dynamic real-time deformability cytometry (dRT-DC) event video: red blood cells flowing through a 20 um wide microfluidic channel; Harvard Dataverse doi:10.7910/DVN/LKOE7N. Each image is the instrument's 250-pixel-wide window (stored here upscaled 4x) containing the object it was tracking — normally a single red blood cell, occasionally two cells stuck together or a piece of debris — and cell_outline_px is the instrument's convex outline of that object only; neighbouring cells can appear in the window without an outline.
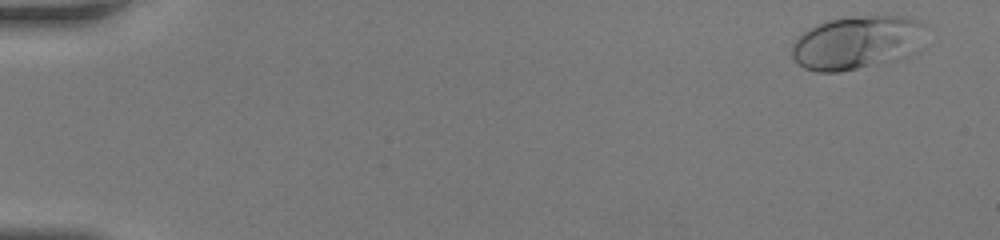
{"species": "human", "species_latin": "Homo sapiens", "temperature_condition": "room temperature", "stored_images_in_passage": 46, "camera_frame_rate_fps": 3000, "um_per_image_px": 0.085, "donor": {"sex": "female"}, "frame": {"image": 1, "passage_image": 2, "time_ms": 0.333, "image_size_px": [1000, 240], "cell_outline_px": [[928, 24], [924, 48], [920, 52], [904, 60], [840, 72], [816, 72], [804, 68], [792, 60], [792, 44], [808, 28], [816, 24], [828, 20], [848, 16], [904, 16]], "centroid_in_image_um": [72.98, 3.64], "position_along_channel_um": 12.0, "area_um2": 43.47}}
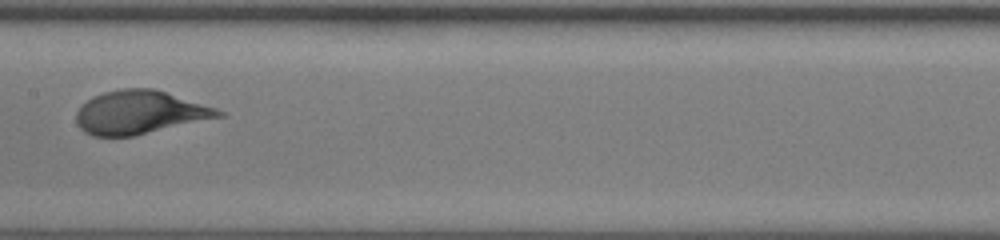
{"frame": {"image": 2, "passage_image": 25, "time_ms": 8.0, "image_size_px": [1000, 240], "cell_outline_px": [[224, 116], [132, 136], [92, 136], [84, 132], [76, 124], [76, 112], [92, 96], [104, 92], [120, 88], [152, 88], [216, 108], [224, 112]], "centroid_in_image_um": [11.84, 9.55], "position_along_channel_um": 195.6, "area_um2": 35.6}}
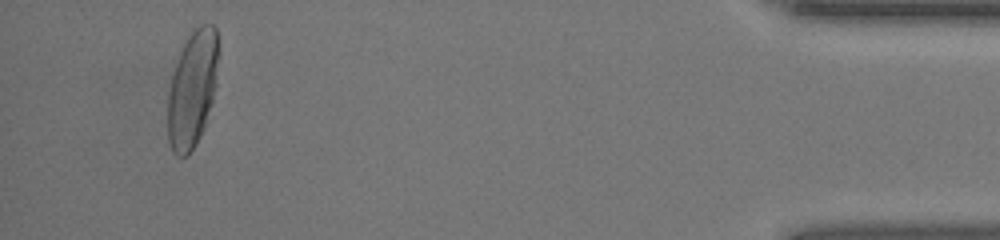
{"frame": {"image": 3, "passage_image": 44, "time_ms": 14.333, "image_size_px": [1000, 240], "cell_outline_px": [[216, 84], [212, 100], [204, 128], [196, 144], [188, 156], [176, 156], [172, 152], [168, 144], [168, 92], [172, 76], [180, 52], [192, 28], [200, 24], [212, 24], [216, 28]], "centroid_in_image_um": [16.32, 7.61], "position_along_channel_um": 418.9, "area_um2": 34.1}}